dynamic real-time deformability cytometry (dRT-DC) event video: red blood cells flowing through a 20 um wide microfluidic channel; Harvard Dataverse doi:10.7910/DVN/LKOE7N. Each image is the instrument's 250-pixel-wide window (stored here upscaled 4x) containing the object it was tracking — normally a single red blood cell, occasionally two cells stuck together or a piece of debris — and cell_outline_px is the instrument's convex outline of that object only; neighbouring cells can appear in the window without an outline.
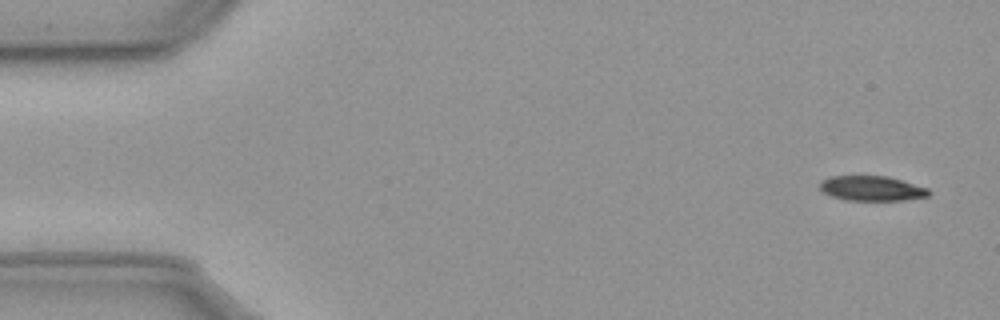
{"species": "common noctule bat (a hibernating species)", "species_latin": "Nyctalus noctula", "temperature_condition": "cold", "stored_images_in_passage": 55, "camera_frame_rate_fps": 3000, "um_per_image_px": 0.085, "animal": {"sex": "male", "body_mass_g": 23.1, "forearm_length_mm": 52.7}, "frame": {"image": 1, "passage_image": 1, "time_ms": 0.0, "image_size_px": [1000, 320], "cell_outline_px": [[928, 196], [904, 200], [844, 200], [832, 196], [824, 192], [820, 188], [820, 180], [832, 176], [888, 176], [928, 188]], "centroid_in_image_um": [74.07, 16.01], "position_along_channel_um": 10.9, "area_um2": 15.66}}
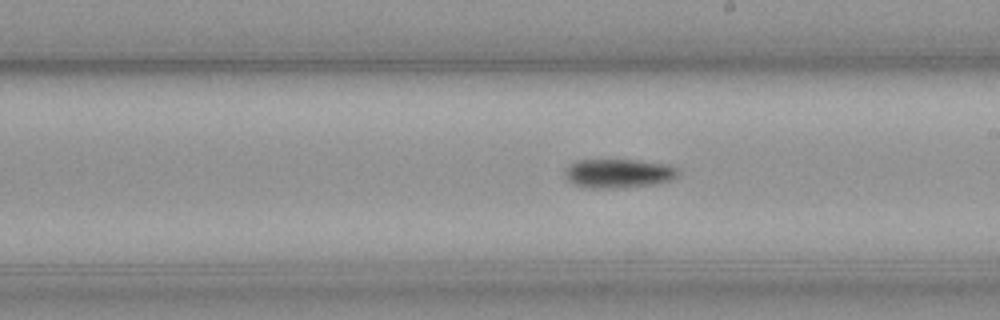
{"frame": {"image": 2, "passage_image": 30, "time_ms": 9.667, "image_size_px": [1000, 320], "cell_outline_px": [[680, 172], [672, 180], [660, 184], [624, 188], [588, 188], [576, 184], [568, 180], [564, 176], [564, 168], [568, 164], [576, 160], [640, 160], [668, 164], [680, 168]], "centroid_in_image_um": [52.61, 14.74], "position_along_channel_um": 236.4, "area_um2": 19.71}}
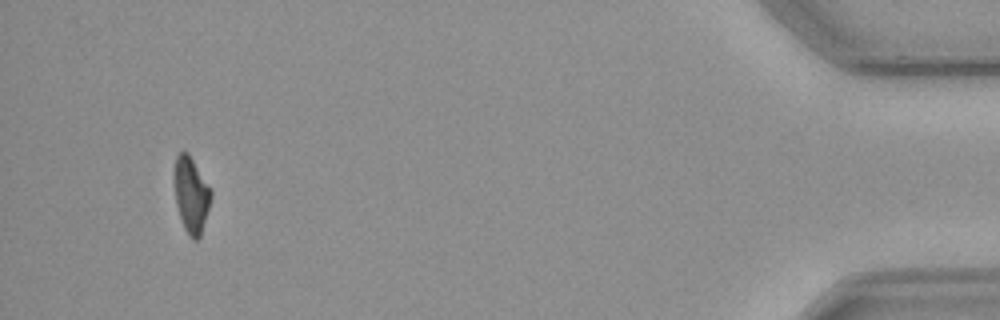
{"frame": {"image": 3, "passage_image": 52, "time_ms": 17.0, "image_size_px": [1000, 320], "cell_outline_px": [[212, 196], [200, 236], [196, 240], [192, 240], [188, 236], [184, 228], [176, 204], [172, 176], [176, 156], [180, 152], [188, 152], [212, 192]], "centroid_in_image_um": [16.21, 16.55], "position_along_channel_um": 419.0, "area_um2": 16.24}, "authors_computed_cell_mechanics": {"area_um2": 17.7446, "velocity_mm_per_s": 3.6088, "shape_relaxation_time_tau1_ms": 4.1203, "shape_relaxation_time_tau2_ms": null, "deformation_change_tau1": 0.1232, "deformation_change_tau2": null}}